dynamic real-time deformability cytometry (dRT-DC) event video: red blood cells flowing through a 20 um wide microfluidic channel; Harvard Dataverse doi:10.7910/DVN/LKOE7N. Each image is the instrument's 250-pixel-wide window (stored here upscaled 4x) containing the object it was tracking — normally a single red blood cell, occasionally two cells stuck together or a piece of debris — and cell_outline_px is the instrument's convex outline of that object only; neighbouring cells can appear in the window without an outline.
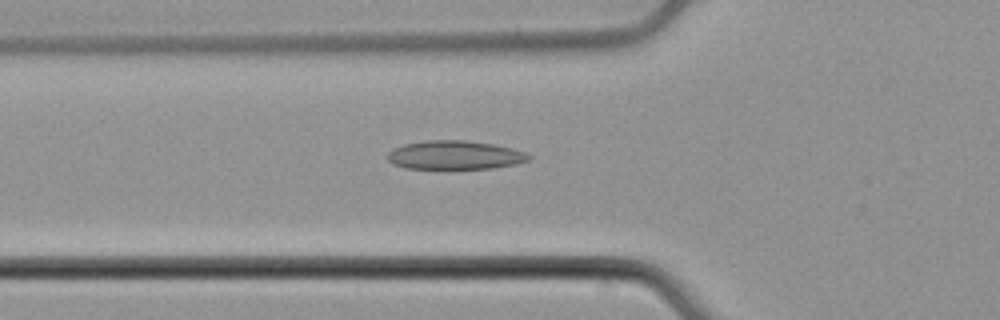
{"species": "common noctule bat (a hibernating species)", "species_latin": "Nyctalus noctula", "temperature_condition": "cold", "stored_images_in_passage": 29, "camera_frame_rate_fps": 3000, "um_per_image_px": 0.085, "animal": {"sex": "male", "body_mass_g": 21.5, "forearm_length_mm": 52.0}, "frame": {"image": 1, "passage_image": 3, "time_ms": 0.667, "image_size_px": [1000, 320], "cell_outline_px": [[532, 156], [528, 160], [516, 164], [492, 168], [404, 168], [392, 164], [388, 160], [388, 152], [392, 148], [404, 144], [428, 140], [464, 140], [492, 144], [512, 148], [524, 152]], "centroid_in_image_um": [38.63, 13.18], "position_along_channel_um": 87.2, "area_um2": 23.52}}
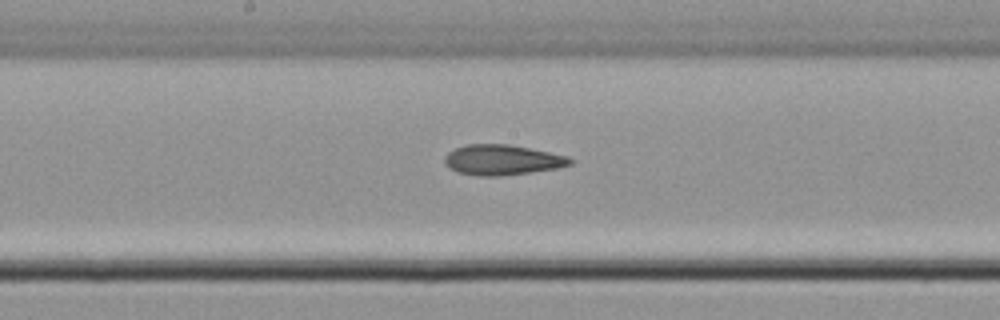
{"frame": {"image": 2, "passage_image": 12, "time_ms": 3.667, "image_size_px": [1000, 320], "cell_outline_px": [[572, 164], [560, 168], [500, 176], [476, 176], [456, 172], [448, 168], [444, 164], [444, 156], [448, 152], [464, 144], [508, 144], [568, 156], [572, 160]], "centroid_in_image_um": [42.64, 13.6], "position_along_channel_um": 205.6, "area_um2": 22.31}}
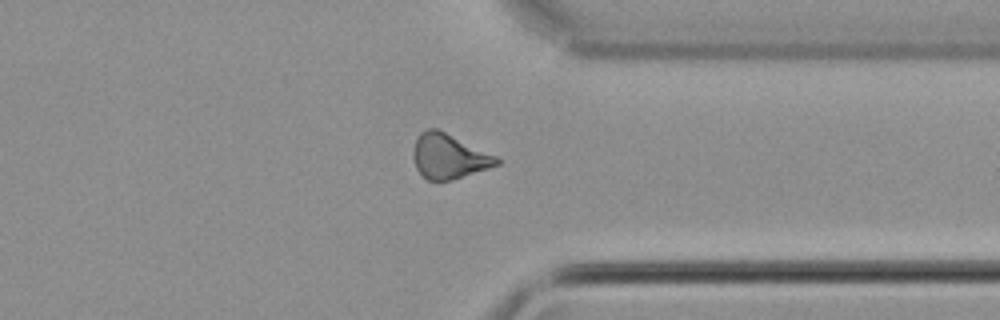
{"frame": {"image": 3, "passage_image": 25, "time_ms": 8.0, "image_size_px": [1000, 320], "cell_outline_px": [[500, 164], [452, 180], [428, 180], [416, 168], [412, 156], [412, 152], [416, 140], [420, 132], [428, 128], [436, 128], [500, 156]], "centroid_in_image_um": [38.18, 13.27], "position_along_channel_um": 373.2, "area_um2": 21.91}, "authors_computed_cell_mechanics": {"area_um2": 21.9062, "velocity_mm_per_s": 3.9338, "shape_relaxation_time_tau1_ms": 7.7026, "shape_relaxation_time_tau2_ms": 6.8421, "deformation_change_tau1": 0.1402, "deformation_change_tau2": 0.1705}}